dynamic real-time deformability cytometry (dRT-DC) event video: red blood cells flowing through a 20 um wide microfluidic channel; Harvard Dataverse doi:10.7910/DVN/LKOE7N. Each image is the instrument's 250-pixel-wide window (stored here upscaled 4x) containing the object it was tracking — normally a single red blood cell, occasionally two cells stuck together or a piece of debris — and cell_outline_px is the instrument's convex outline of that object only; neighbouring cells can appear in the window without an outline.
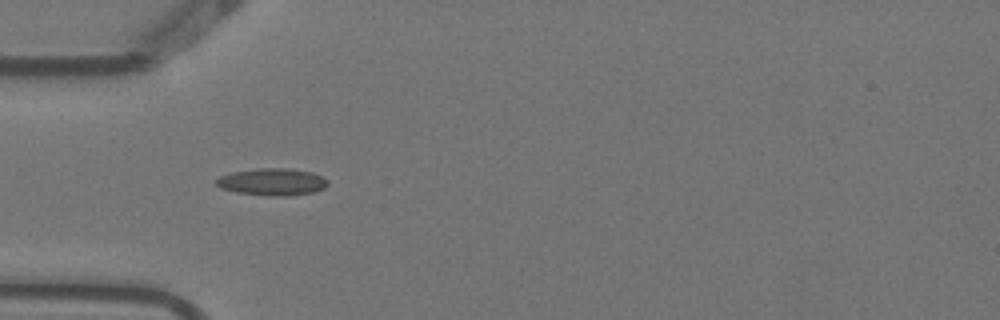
{"species": "Egyptian fruit bat (a non-hibernating species)", "species_latin": "Rousettus aegyptiacus", "temperature_condition": "warm", "stored_images_in_passage": 1, "camera_frame_rate_fps": 3000, "um_per_image_px": 0.085, "animal": {"sex": "female"}, "frame": {"image": 1, "passage_image": 1, "time_ms": 0.0, "image_size_px": [1000, 320], "cell_outline_px": [[328, 184], [324, 188], [312, 192], [284, 196], [268, 196], [236, 192], [220, 188], [216, 184], [216, 180], [220, 176], [232, 172], [256, 168], [288, 168], [312, 172], [328, 180]], "centroid_in_image_um": [23.12, 15.45], "position_along_channel_um": 61.9, "area_um2": 17.57}}